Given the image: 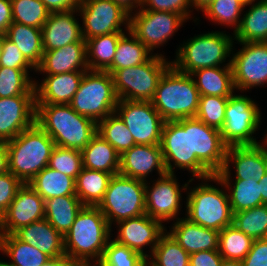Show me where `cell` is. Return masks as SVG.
<instances>
[{"label":"cell","mask_w":267,"mask_h":266,"mask_svg":"<svg viewBox=\"0 0 267 266\" xmlns=\"http://www.w3.org/2000/svg\"><path fill=\"white\" fill-rule=\"evenodd\" d=\"M221 266H242L241 261L223 259Z\"/></svg>","instance_id":"obj_61"},{"label":"cell","mask_w":267,"mask_h":266,"mask_svg":"<svg viewBox=\"0 0 267 266\" xmlns=\"http://www.w3.org/2000/svg\"><path fill=\"white\" fill-rule=\"evenodd\" d=\"M118 101L112 75L106 71L88 70L84 73L70 106L78 114L98 123L115 112Z\"/></svg>","instance_id":"obj_9"},{"label":"cell","mask_w":267,"mask_h":266,"mask_svg":"<svg viewBox=\"0 0 267 266\" xmlns=\"http://www.w3.org/2000/svg\"><path fill=\"white\" fill-rule=\"evenodd\" d=\"M77 266H97V265H77Z\"/></svg>","instance_id":"obj_66"},{"label":"cell","mask_w":267,"mask_h":266,"mask_svg":"<svg viewBox=\"0 0 267 266\" xmlns=\"http://www.w3.org/2000/svg\"><path fill=\"white\" fill-rule=\"evenodd\" d=\"M265 135H266V140H267V126H266V129H265Z\"/></svg>","instance_id":"obj_65"},{"label":"cell","mask_w":267,"mask_h":266,"mask_svg":"<svg viewBox=\"0 0 267 266\" xmlns=\"http://www.w3.org/2000/svg\"><path fill=\"white\" fill-rule=\"evenodd\" d=\"M145 184L143 180L119 173L112 176L104 199L98 205L111 227L119 221L146 213Z\"/></svg>","instance_id":"obj_10"},{"label":"cell","mask_w":267,"mask_h":266,"mask_svg":"<svg viewBox=\"0 0 267 266\" xmlns=\"http://www.w3.org/2000/svg\"><path fill=\"white\" fill-rule=\"evenodd\" d=\"M35 96L0 98V142H8L35 123Z\"/></svg>","instance_id":"obj_22"},{"label":"cell","mask_w":267,"mask_h":266,"mask_svg":"<svg viewBox=\"0 0 267 266\" xmlns=\"http://www.w3.org/2000/svg\"><path fill=\"white\" fill-rule=\"evenodd\" d=\"M261 109L256 98L253 99L246 92L236 91L231 95L225 109V123L220 130L223 142L227 146L257 145L264 142L266 135L261 125L265 118ZM261 130L263 137L258 135Z\"/></svg>","instance_id":"obj_7"},{"label":"cell","mask_w":267,"mask_h":266,"mask_svg":"<svg viewBox=\"0 0 267 266\" xmlns=\"http://www.w3.org/2000/svg\"><path fill=\"white\" fill-rule=\"evenodd\" d=\"M185 204L184 217L192 223L216 231L232 225L228 193L216 175L190 179Z\"/></svg>","instance_id":"obj_2"},{"label":"cell","mask_w":267,"mask_h":266,"mask_svg":"<svg viewBox=\"0 0 267 266\" xmlns=\"http://www.w3.org/2000/svg\"><path fill=\"white\" fill-rule=\"evenodd\" d=\"M267 173V140L257 145L228 146L223 168L216 176L220 180L259 182Z\"/></svg>","instance_id":"obj_18"},{"label":"cell","mask_w":267,"mask_h":266,"mask_svg":"<svg viewBox=\"0 0 267 266\" xmlns=\"http://www.w3.org/2000/svg\"><path fill=\"white\" fill-rule=\"evenodd\" d=\"M244 7L245 4L240 0H213L202 11V15L197 16L195 25L198 26L202 23V19H200L202 16L201 18L208 20L211 25H215L214 30L218 26L222 31L223 26L224 31H227L225 28L232 29L231 34H234L240 25Z\"/></svg>","instance_id":"obj_33"},{"label":"cell","mask_w":267,"mask_h":266,"mask_svg":"<svg viewBox=\"0 0 267 266\" xmlns=\"http://www.w3.org/2000/svg\"><path fill=\"white\" fill-rule=\"evenodd\" d=\"M165 168L168 174L187 173L189 178L210 177L213 174L198 160L191 156L190 118L166 121L162 128L160 143Z\"/></svg>","instance_id":"obj_8"},{"label":"cell","mask_w":267,"mask_h":266,"mask_svg":"<svg viewBox=\"0 0 267 266\" xmlns=\"http://www.w3.org/2000/svg\"><path fill=\"white\" fill-rule=\"evenodd\" d=\"M223 257L219 250L199 251L190 254L189 263L192 266H221Z\"/></svg>","instance_id":"obj_53"},{"label":"cell","mask_w":267,"mask_h":266,"mask_svg":"<svg viewBox=\"0 0 267 266\" xmlns=\"http://www.w3.org/2000/svg\"><path fill=\"white\" fill-rule=\"evenodd\" d=\"M0 255L8 266H41L51 259L37 247L19 240L14 234L0 235Z\"/></svg>","instance_id":"obj_31"},{"label":"cell","mask_w":267,"mask_h":266,"mask_svg":"<svg viewBox=\"0 0 267 266\" xmlns=\"http://www.w3.org/2000/svg\"><path fill=\"white\" fill-rule=\"evenodd\" d=\"M0 266H8V265L4 262V260L1 259V257H0Z\"/></svg>","instance_id":"obj_64"},{"label":"cell","mask_w":267,"mask_h":266,"mask_svg":"<svg viewBox=\"0 0 267 266\" xmlns=\"http://www.w3.org/2000/svg\"><path fill=\"white\" fill-rule=\"evenodd\" d=\"M35 76L36 69L0 67V98L35 96Z\"/></svg>","instance_id":"obj_40"},{"label":"cell","mask_w":267,"mask_h":266,"mask_svg":"<svg viewBox=\"0 0 267 266\" xmlns=\"http://www.w3.org/2000/svg\"><path fill=\"white\" fill-rule=\"evenodd\" d=\"M199 97L191 75L179 72L171 65L159 80L151 102L165 122L177 121L195 117Z\"/></svg>","instance_id":"obj_6"},{"label":"cell","mask_w":267,"mask_h":266,"mask_svg":"<svg viewBox=\"0 0 267 266\" xmlns=\"http://www.w3.org/2000/svg\"><path fill=\"white\" fill-rule=\"evenodd\" d=\"M168 227L166 231L189 254L218 250L219 231L192 223L185 217L171 222Z\"/></svg>","instance_id":"obj_26"},{"label":"cell","mask_w":267,"mask_h":266,"mask_svg":"<svg viewBox=\"0 0 267 266\" xmlns=\"http://www.w3.org/2000/svg\"><path fill=\"white\" fill-rule=\"evenodd\" d=\"M50 13L78 9L82 0H41Z\"/></svg>","instance_id":"obj_54"},{"label":"cell","mask_w":267,"mask_h":266,"mask_svg":"<svg viewBox=\"0 0 267 266\" xmlns=\"http://www.w3.org/2000/svg\"><path fill=\"white\" fill-rule=\"evenodd\" d=\"M6 37L21 51L25 59L36 69L43 58L41 28L12 22Z\"/></svg>","instance_id":"obj_34"},{"label":"cell","mask_w":267,"mask_h":266,"mask_svg":"<svg viewBox=\"0 0 267 266\" xmlns=\"http://www.w3.org/2000/svg\"><path fill=\"white\" fill-rule=\"evenodd\" d=\"M28 185L44 200L64 195H76V180L48 166L40 171Z\"/></svg>","instance_id":"obj_35"},{"label":"cell","mask_w":267,"mask_h":266,"mask_svg":"<svg viewBox=\"0 0 267 266\" xmlns=\"http://www.w3.org/2000/svg\"><path fill=\"white\" fill-rule=\"evenodd\" d=\"M14 235L50 258L66 257L63 236L45 218L20 228Z\"/></svg>","instance_id":"obj_27"},{"label":"cell","mask_w":267,"mask_h":266,"mask_svg":"<svg viewBox=\"0 0 267 266\" xmlns=\"http://www.w3.org/2000/svg\"><path fill=\"white\" fill-rule=\"evenodd\" d=\"M231 68L237 92L250 94L253 89L266 88L267 42H234Z\"/></svg>","instance_id":"obj_14"},{"label":"cell","mask_w":267,"mask_h":266,"mask_svg":"<svg viewBox=\"0 0 267 266\" xmlns=\"http://www.w3.org/2000/svg\"><path fill=\"white\" fill-rule=\"evenodd\" d=\"M191 156L216 175L225 163L227 145L223 142L221 132L193 117L190 118Z\"/></svg>","instance_id":"obj_19"},{"label":"cell","mask_w":267,"mask_h":266,"mask_svg":"<svg viewBox=\"0 0 267 266\" xmlns=\"http://www.w3.org/2000/svg\"><path fill=\"white\" fill-rule=\"evenodd\" d=\"M84 73L67 72L35 76V104H70Z\"/></svg>","instance_id":"obj_25"},{"label":"cell","mask_w":267,"mask_h":266,"mask_svg":"<svg viewBox=\"0 0 267 266\" xmlns=\"http://www.w3.org/2000/svg\"><path fill=\"white\" fill-rule=\"evenodd\" d=\"M78 12L85 41L129 30L130 14L112 0H82Z\"/></svg>","instance_id":"obj_15"},{"label":"cell","mask_w":267,"mask_h":266,"mask_svg":"<svg viewBox=\"0 0 267 266\" xmlns=\"http://www.w3.org/2000/svg\"><path fill=\"white\" fill-rule=\"evenodd\" d=\"M83 168L118 174L120 155L102 136L96 133L90 143L81 150Z\"/></svg>","instance_id":"obj_30"},{"label":"cell","mask_w":267,"mask_h":266,"mask_svg":"<svg viewBox=\"0 0 267 266\" xmlns=\"http://www.w3.org/2000/svg\"><path fill=\"white\" fill-rule=\"evenodd\" d=\"M254 239L234 225L219 231L218 250L223 259L242 261L250 251Z\"/></svg>","instance_id":"obj_43"},{"label":"cell","mask_w":267,"mask_h":266,"mask_svg":"<svg viewBox=\"0 0 267 266\" xmlns=\"http://www.w3.org/2000/svg\"><path fill=\"white\" fill-rule=\"evenodd\" d=\"M97 133L109 142L119 155L136 145L129 129L115 112L97 123Z\"/></svg>","instance_id":"obj_42"},{"label":"cell","mask_w":267,"mask_h":266,"mask_svg":"<svg viewBox=\"0 0 267 266\" xmlns=\"http://www.w3.org/2000/svg\"><path fill=\"white\" fill-rule=\"evenodd\" d=\"M37 123L55 146L82 150L97 133V123L78 114L70 104H36Z\"/></svg>","instance_id":"obj_4"},{"label":"cell","mask_w":267,"mask_h":266,"mask_svg":"<svg viewBox=\"0 0 267 266\" xmlns=\"http://www.w3.org/2000/svg\"><path fill=\"white\" fill-rule=\"evenodd\" d=\"M213 0H190L192 10L199 16L201 12L212 2Z\"/></svg>","instance_id":"obj_59"},{"label":"cell","mask_w":267,"mask_h":266,"mask_svg":"<svg viewBox=\"0 0 267 266\" xmlns=\"http://www.w3.org/2000/svg\"><path fill=\"white\" fill-rule=\"evenodd\" d=\"M242 3H244L245 5L250 4L251 2L255 1V0H240Z\"/></svg>","instance_id":"obj_63"},{"label":"cell","mask_w":267,"mask_h":266,"mask_svg":"<svg viewBox=\"0 0 267 266\" xmlns=\"http://www.w3.org/2000/svg\"><path fill=\"white\" fill-rule=\"evenodd\" d=\"M120 5L129 14L136 12L141 7L142 0H112Z\"/></svg>","instance_id":"obj_56"},{"label":"cell","mask_w":267,"mask_h":266,"mask_svg":"<svg viewBox=\"0 0 267 266\" xmlns=\"http://www.w3.org/2000/svg\"><path fill=\"white\" fill-rule=\"evenodd\" d=\"M119 174L145 182L164 176L167 171L161 146L138 144L132 146L120 155Z\"/></svg>","instance_id":"obj_21"},{"label":"cell","mask_w":267,"mask_h":266,"mask_svg":"<svg viewBox=\"0 0 267 266\" xmlns=\"http://www.w3.org/2000/svg\"><path fill=\"white\" fill-rule=\"evenodd\" d=\"M112 176L111 173L83 168L76 179V196L84 206H98Z\"/></svg>","instance_id":"obj_37"},{"label":"cell","mask_w":267,"mask_h":266,"mask_svg":"<svg viewBox=\"0 0 267 266\" xmlns=\"http://www.w3.org/2000/svg\"><path fill=\"white\" fill-rule=\"evenodd\" d=\"M241 264L242 266H267V238L255 239Z\"/></svg>","instance_id":"obj_52"},{"label":"cell","mask_w":267,"mask_h":266,"mask_svg":"<svg viewBox=\"0 0 267 266\" xmlns=\"http://www.w3.org/2000/svg\"><path fill=\"white\" fill-rule=\"evenodd\" d=\"M200 31L176 45L171 65L179 72H192L217 66H231L234 37L224 30Z\"/></svg>","instance_id":"obj_3"},{"label":"cell","mask_w":267,"mask_h":266,"mask_svg":"<svg viewBox=\"0 0 267 266\" xmlns=\"http://www.w3.org/2000/svg\"><path fill=\"white\" fill-rule=\"evenodd\" d=\"M152 56L153 53L128 30L120 37L112 64L106 72L112 74L118 69L141 65Z\"/></svg>","instance_id":"obj_36"},{"label":"cell","mask_w":267,"mask_h":266,"mask_svg":"<svg viewBox=\"0 0 267 266\" xmlns=\"http://www.w3.org/2000/svg\"><path fill=\"white\" fill-rule=\"evenodd\" d=\"M41 266H77L76 263L70 262L66 257L51 258Z\"/></svg>","instance_id":"obj_58"},{"label":"cell","mask_w":267,"mask_h":266,"mask_svg":"<svg viewBox=\"0 0 267 266\" xmlns=\"http://www.w3.org/2000/svg\"><path fill=\"white\" fill-rule=\"evenodd\" d=\"M44 218L45 200L28 184H23L0 219V235L14 234L20 228Z\"/></svg>","instance_id":"obj_20"},{"label":"cell","mask_w":267,"mask_h":266,"mask_svg":"<svg viewBox=\"0 0 267 266\" xmlns=\"http://www.w3.org/2000/svg\"><path fill=\"white\" fill-rule=\"evenodd\" d=\"M190 254L166 231L159 239L147 266H187Z\"/></svg>","instance_id":"obj_41"},{"label":"cell","mask_w":267,"mask_h":266,"mask_svg":"<svg viewBox=\"0 0 267 266\" xmlns=\"http://www.w3.org/2000/svg\"><path fill=\"white\" fill-rule=\"evenodd\" d=\"M141 8L152 11L175 12L183 15L188 21L196 22L197 13L192 10L190 0H142Z\"/></svg>","instance_id":"obj_49"},{"label":"cell","mask_w":267,"mask_h":266,"mask_svg":"<svg viewBox=\"0 0 267 266\" xmlns=\"http://www.w3.org/2000/svg\"><path fill=\"white\" fill-rule=\"evenodd\" d=\"M233 37L234 42H267V0H255L245 5Z\"/></svg>","instance_id":"obj_28"},{"label":"cell","mask_w":267,"mask_h":266,"mask_svg":"<svg viewBox=\"0 0 267 266\" xmlns=\"http://www.w3.org/2000/svg\"><path fill=\"white\" fill-rule=\"evenodd\" d=\"M260 193L262 195V202L267 204V173L259 181Z\"/></svg>","instance_id":"obj_60"},{"label":"cell","mask_w":267,"mask_h":266,"mask_svg":"<svg viewBox=\"0 0 267 266\" xmlns=\"http://www.w3.org/2000/svg\"><path fill=\"white\" fill-rule=\"evenodd\" d=\"M97 266H147V259L111 238Z\"/></svg>","instance_id":"obj_47"},{"label":"cell","mask_w":267,"mask_h":266,"mask_svg":"<svg viewBox=\"0 0 267 266\" xmlns=\"http://www.w3.org/2000/svg\"><path fill=\"white\" fill-rule=\"evenodd\" d=\"M187 22L183 15L175 12L144 10L140 7L130 14L129 30L153 55L168 58L163 47L166 48L178 31L186 27Z\"/></svg>","instance_id":"obj_11"},{"label":"cell","mask_w":267,"mask_h":266,"mask_svg":"<svg viewBox=\"0 0 267 266\" xmlns=\"http://www.w3.org/2000/svg\"><path fill=\"white\" fill-rule=\"evenodd\" d=\"M187 179L182 184L176 174L167 173L146 181V214L161 221L166 227L181 218V215L184 217L187 187L191 178Z\"/></svg>","instance_id":"obj_13"},{"label":"cell","mask_w":267,"mask_h":266,"mask_svg":"<svg viewBox=\"0 0 267 266\" xmlns=\"http://www.w3.org/2000/svg\"><path fill=\"white\" fill-rule=\"evenodd\" d=\"M115 113L138 145H160L165 123L150 101L119 100Z\"/></svg>","instance_id":"obj_16"},{"label":"cell","mask_w":267,"mask_h":266,"mask_svg":"<svg viewBox=\"0 0 267 266\" xmlns=\"http://www.w3.org/2000/svg\"><path fill=\"white\" fill-rule=\"evenodd\" d=\"M3 45H4V34H0V56L3 51Z\"/></svg>","instance_id":"obj_62"},{"label":"cell","mask_w":267,"mask_h":266,"mask_svg":"<svg viewBox=\"0 0 267 266\" xmlns=\"http://www.w3.org/2000/svg\"><path fill=\"white\" fill-rule=\"evenodd\" d=\"M8 148V171L23 184H28L48 166L53 139L37 124L23 130L6 142Z\"/></svg>","instance_id":"obj_5"},{"label":"cell","mask_w":267,"mask_h":266,"mask_svg":"<svg viewBox=\"0 0 267 266\" xmlns=\"http://www.w3.org/2000/svg\"><path fill=\"white\" fill-rule=\"evenodd\" d=\"M124 33L100 35L86 40L88 69L106 71L112 64L117 44Z\"/></svg>","instance_id":"obj_38"},{"label":"cell","mask_w":267,"mask_h":266,"mask_svg":"<svg viewBox=\"0 0 267 266\" xmlns=\"http://www.w3.org/2000/svg\"><path fill=\"white\" fill-rule=\"evenodd\" d=\"M88 70L86 41L82 39L55 50L44 51L42 61L36 68V76Z\"/></svg>","instance_id":"obj_24"},{"label":"cell","mask_w":267,"mask_h":266,"mask_svg":"<svg viewBox=\"0 0 267 266\" xmlns=\"http://www.w3.org/2000/svg\"><path fill=\"white\" fill-rule=\"evenodd\" d=\"M190 75L200 96L230 97L236 92L231 66L202 68Z\"/></svg>","instance_id":"obj_29"},{"label":"cell","mask_w":267,"mask_h":266,"mask_svg":"<svg viewBox=\"0 0 267 266\" xmlns=\"http://www.w3.org/2000/svg\"><path fill=\"white\" fill-rule=\"evenodd\" d=\"M48 167L76 180L83 169L81 150L55 146Z\"/></svg>","instance_id":"obj_48"},{"label":"cell","mask_w":267,"mask_h":266,"mask_svg":"<svg viewBox=\"0 0 267 266\" xmlns=\"http://www.w3.org/2000/svg\"><path fill=\"white\" fill-rule=\"evenodd\" d=\"M83 206L76 195L50 198L45 200V219L64 237Z\"/></svg>","instance_id":"obj_32"},{"label":"cell","mask_w":267,"mask_h":266,"mask_svg":"<svg viewBox=\"0 0 267 266\" xmlns=\"http://www.w3.org/2000/svg\"><path fill=\"white\" fill-rule=\"evenodd\" d=\"M170 58L153 55L141 65L115 70L111 75L119 100L151 102L159 80L171 66Z\"/></svg>","instance_id":"obj_12"},{"label":"cell","mask_w":267,"mask_h":266,"mask_svg":"<svg viewBox=\"0 0 267 266\" xmlns=\"http://www.w3.org/2000/svg\"><path fill=\"white\" fill-rule=\"evenodd\" d=\"M0 67L12 69H35L23 56L18 47L4 34L3 51L0 56Z\"/></svg>","instance_id":"obj_51"},{"label":"cell","mask_w":267,"mask_h":266,"mask_svg":"<svg viewBox=\"0 0 267 266\" xmlns=\"http://www.w3.org/2000/svg\"><path fill=\"white\" fill-rule=\"evenodd\" d=\"M228 193L232 213L264 205L259 182L247 180H221Z\"/></svg>","instance_id":"obj_39"},{"label":"cell","mask_w":267,"mask_h":266,"mask_svg":"<svg viewBox=\"0 0 267 266\" xmlns=\"http://www.w3.org/2000/svg\"><path fill=\"white\" fill-rule=\"evenodd\" d=\"M111 230L113 240L148 259L160 237L166 232V226L145 213L138 217L119 221L111 227Z\"/></svg>","instance_id":"obj_17"},{"label":"cell","mask_w":267,"mask_h":266,"mask_svg":"<svg viewBox=\"0 0 267 266\" xmlns=\"http://www.w3.org/2000/svg\"><path fill=\"white\" fill-rule=\"evenodd\" d=\"M12 22L11 0H0V34H6Z\"/></svg>","instance_id":"obj_55"},{"label":"cell","mask_w":267,"mask_h":266,"mask_svg":"<svg viewBox=\"0 0 267 266\" xmlns=\"http://www.w3.org/2000/svg\"><path fill=\"white\" fill-rule=\"evenodd\" d=\"M111 231L98 206H83L63 237L67 260L77 265H97L111 239Z\"/></svg>","instance_id":"obj_1"},{"label":"cell","mask_w":267,"mask_h":266,"mask_svg":"<svg viewBox=\"0 0 267 266\" xmlns=\"http://www.w3.org/2000/svg\"><path fill=\"white\" fill-rule=\"evenodd\" d=\"M232 225L254 240L267 238V204L233 213Z\"/></svg>","instance_id":"obj_44"},{"label":"cell","mask_w":267,"mask_h":266,"mask_svg":"<svg viewBox=\"0 0 267 266\" xmlns=\"http://www.w3.org/2000/svg\"><path fill=\"white\" fill-rule=\"evenodd\" d=\"M229 97L200 96L195 118L206 125L221 130L225 123V109Z\"/></svg>","instance_id":"obj_46"},{"label":"cell","mask_w":267,"mask_h":266,"mask_svg":"<svg viewBox=\"0 0 267 266\" xmlns=\"http://www.w3.org/2000/svg\"><path fill=\"white\" fill-rule=\"evenodd\" d=\"M78 9L53 12L42 26L43 51L55 50L83 39Z\"/></svg>","instance_id":"obj_23"},{"label":"cell","mask_w":267,"mask_h":266,"mask_svg":"<svg viewBox=\"0 0 267 266\" xmlns=\"http://www.w3.org/2000/svg\"><path fill=\"white\" fill-rule=\"evenodd\" d=\"M8 172V148L6 142H0V175Z\"/></svg>","instance_id":"obj_57"},{"label":"cell","mask_w":267,"mask_h":266,"mask_svg":"<svg viewBox=\"0 0 267 266\" xmlns=\"http://www.w3.org/2000/svg\"><path fill=\"white\" fill-rule=\"evenodd\" d=\"M22 186L23 183L9 171L0 175V219Z\"/></svg>","instance_id":"obj_50"},{"label":"cell","mask_w":267,"mask_h":266,"mask_svg":"<svg viewBox=\"0 0 267 266\" xmlns=\"http://www.w3.org/2000/svg\"><path fill=\"white\" fill-rule=\"evenodd\" d=\"M13 22L42 28L50 12L41 0H11Z\"/></svg>","instance_id":"obj_45"}]
</instances>
